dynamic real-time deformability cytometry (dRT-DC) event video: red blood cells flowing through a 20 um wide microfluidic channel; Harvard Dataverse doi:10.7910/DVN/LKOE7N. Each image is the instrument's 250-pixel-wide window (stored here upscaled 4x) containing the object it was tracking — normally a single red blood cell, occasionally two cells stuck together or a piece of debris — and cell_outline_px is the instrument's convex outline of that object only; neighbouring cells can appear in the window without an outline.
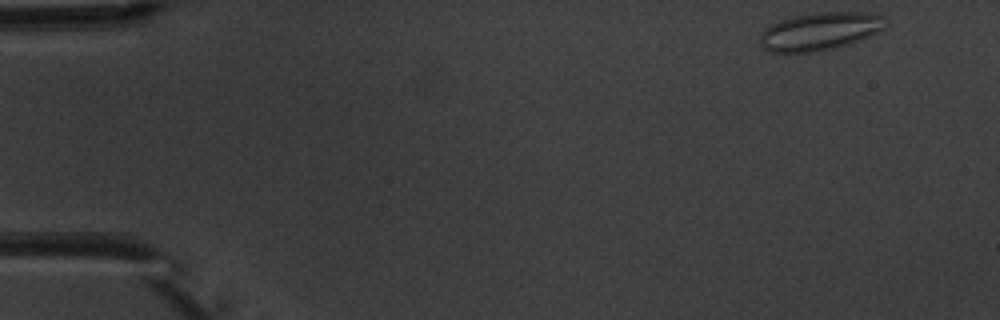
{"species": "common noctule bat (a hibernating species)", "species_latin": "Nyctalus noctula", "temperature_condition": "warm", "stored_images_in_passage": 6, "camera_frame_rate_fps": 3000, "um_per_image_px": 0.085, "animal": {"sex": "male", "body_mass_g": 20.1, "forearm_length_mm": 53.5}, "frame": {"image": 1, "passage_image": 1, "time_ms": 0.0, "image_size_px": [1000, 320], "cell_outline_px": [[888, 24], [884, 28], [860, 40], [836, 48], [816, 52], [768, 52], [760, 44], [760, 32], [764, 28], [780, 20], [792, 16], [820, 12], [864, 12], [880, 16], [888, 20]], "centroid_in_image_um": [69.67, 2.66], "position_along_channel_um": 15.3, "area_um2": 27.8}}
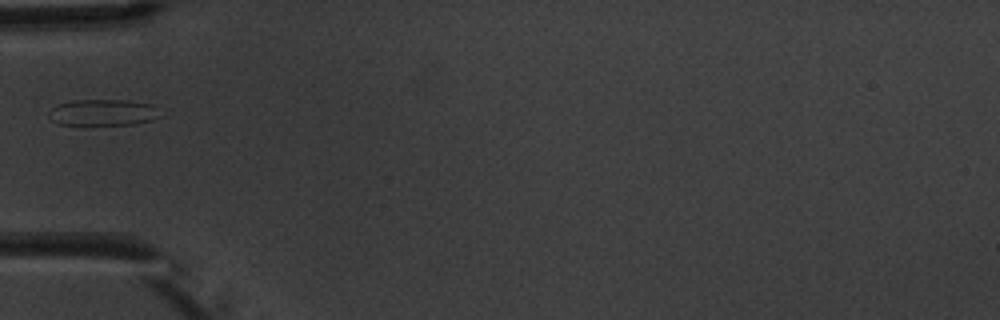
{"frame": {"image": 2, "passage_image": 5, "time_ms": 4.667, "image_size_px": [1000, 320], "cell_outline_px": [[164, 116], [152, 120], [132, 124], [88, 128], [84, 128], [60, 124], [52, 120], [48, 116], [48, 112], [56, 104], [72, 100], [128, 100], [156, 104]], "centroid_in_image_um": [8.78, 9.6], "position_along_channel_um": 76.2, "area_um2": 18.44}}
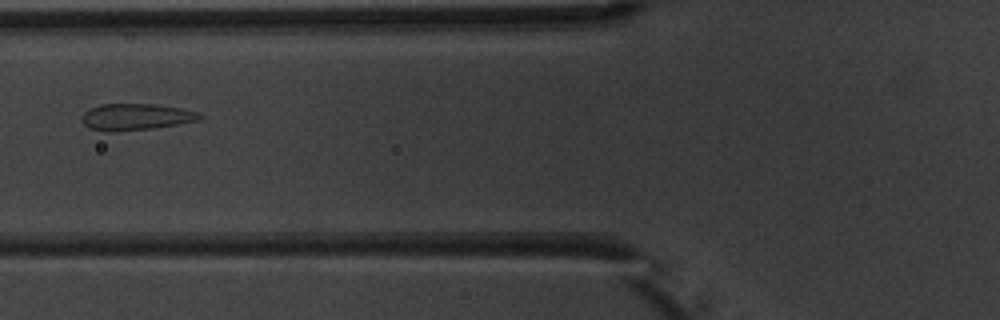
{"frame": {"image": 3, "passage_image": 6, "time_ms": 5.667, "image_size_px": [1000, 320], "cell_outline_px": [[200, 120], [152, 128], [112, 132], [108, 132], [88, 128], [84, 124], [84, 112], [100, 104], [156, 104], [180, 108], [196, 112], [200, 116]], "centroid_in_image_um": [11.52, 9.94], "position_along_channel_um": 114.3, "area_um2": 17.86}}